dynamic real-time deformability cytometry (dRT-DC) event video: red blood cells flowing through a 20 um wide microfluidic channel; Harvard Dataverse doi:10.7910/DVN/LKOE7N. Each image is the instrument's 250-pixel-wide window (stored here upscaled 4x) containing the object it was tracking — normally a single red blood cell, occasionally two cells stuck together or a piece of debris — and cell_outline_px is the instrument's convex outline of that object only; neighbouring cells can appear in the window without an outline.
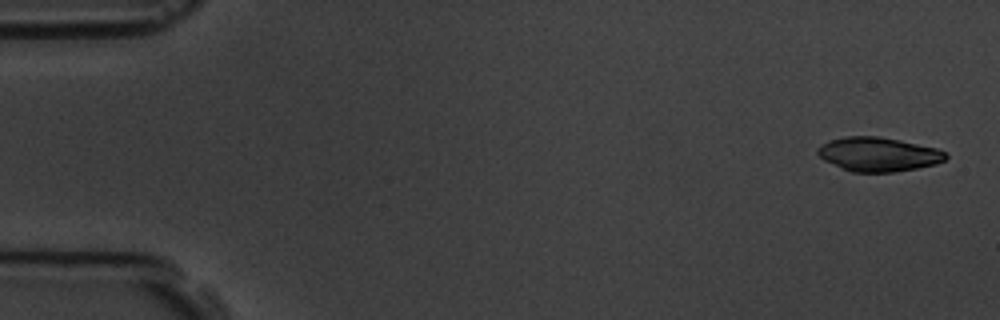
{"species": "common noctule bat (a hibernating species)", "species_latin": "Nyctalus noctula", "temperature_condition": "room temperature", "stored_images_in_passage": 6, "camera_frame_rate_fps": 3000, "um_per_image_px": 0.085, "animal": {"sex": "male", "body_mass_g": 19.5, "forearm_length_mm": 54.6}, "frame": {"image": 1, "passage_image": 1, "time_ms": 0.0, "image_size_px": [1000, 320], "cell_outline_px": [[948, 156], [944, 160], [936, 164], [916, 168], [892, 172], [852, 172], [840, 168], [824, 160], [816, 152], [816, 148], [820, 144], [828, 140], [844, 136], [876, 136], [900, 140], [936, 148], [948, 152]], "centroid_in_image_um": [74.63, 13.11], "position_along_channel_um": 10.4, "area_um2": 25.61}}
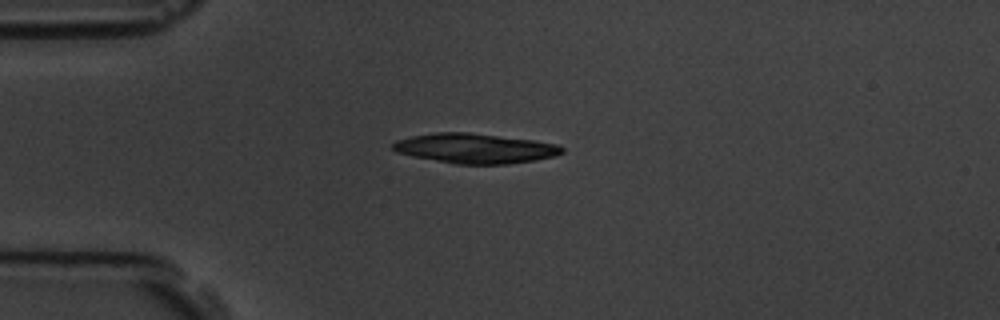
{"frame": {"image": 2, "passage_image": 4, "time_ms": 4.0, "image_size_px": [1000, 320], "cell_outline_px": [[564, 152], [556, 156], [536, 160], [508, 164], [456, 164], [412, 156], [396, 152], [392, 148], [392, 144], [396, 140], [412, 136], [436, 132], [468, 132], [532, 140], [556, 144], [564, 148]], "centroid_in_image_um": [40.38, 12.61], "position_along_channel_um": 44.6, "area_um2": 29.36}}